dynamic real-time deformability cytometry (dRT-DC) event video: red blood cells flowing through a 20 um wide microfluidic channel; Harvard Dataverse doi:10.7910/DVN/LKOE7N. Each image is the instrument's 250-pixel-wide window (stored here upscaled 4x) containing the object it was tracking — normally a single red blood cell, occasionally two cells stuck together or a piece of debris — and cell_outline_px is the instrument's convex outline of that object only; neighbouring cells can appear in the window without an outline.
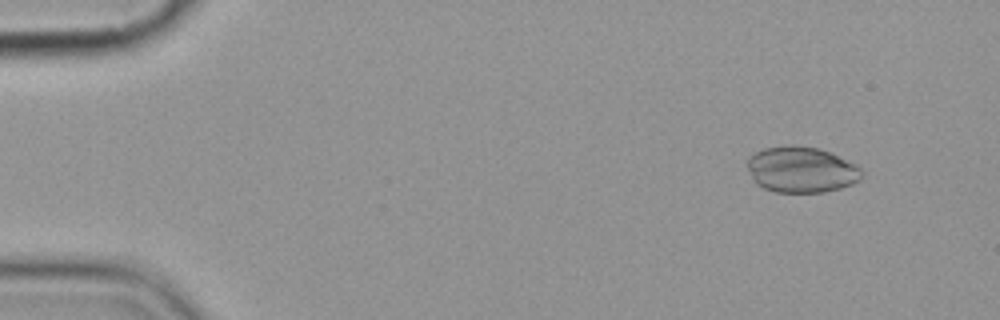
{"species": "common noctule bat (a hibernating species)", "species_latin": "Nyctalus noctula", "temperature_condition": "cold", "stored_images_in_passage": 15, "camera_frame_rate_fps": 3000, "um_per_image_px": 0.085, "animal": {"sex": "female", "body_mass_g": 19.9}, "frame": {"image": 1, "passage_image": 2, "time_ms": 1.333, "image_size_px": [1000, 320], "cell_outline_px": [[860, 180], [852, 184], [840, 188], [824, 192], [776, 192], [764, 188], [756, 184], [752, 180], [748, 168], [748, 156], [764, 148], [788, 144], [792, 144], [820, 148], [860, 168]], "centroid_in_image_um": [68.04, 14.41], "position_along_channel_um": 17.0, "area_um2": 30.46}}
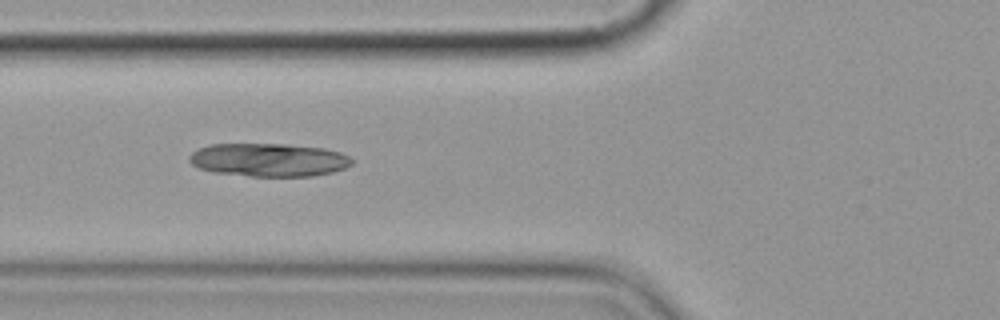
{"frame": {"image": 2, "passage_image": 6, "time_ms": 6.667, "image_size_px": [1000, 320], "cell_outline_px": [[352, 164], [344, 168], [332, 172], [312, 176], [252, 176], [212, 172], [196, 168], [188, 160], [188, 156], [192, 152], [208, 144], [284, 144], [324, 148], [340, 152], [348, 156], [352, 160]], "centroid_in_image_um": [22.8, 13.59], "position_along_channel_um": 103.0, "area_um2": 31.56}}
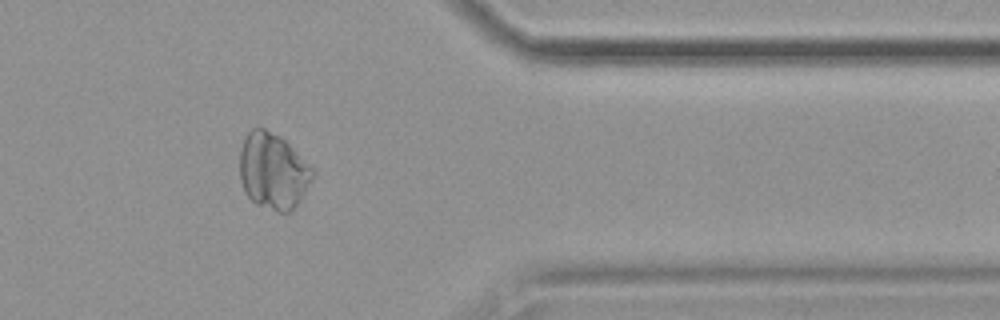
{"frame": {"image": 3, "passage_image": 13, "time_ms": 15.0, "image_size_px": [1000, 320], "cell_outline_px": [[312, 176], [300, 200], [292, 212], [276, 212], [256, 204], [244, 192], [240, 180], [240, 152], [244, 140], [248, 132], [252, 128], [264, 128], [280, 136], [312, 168]], "centroid_in_image_um": [23.17, 14.56], "position_along_channel_um": 388.2, "area_um2": 31.91}}